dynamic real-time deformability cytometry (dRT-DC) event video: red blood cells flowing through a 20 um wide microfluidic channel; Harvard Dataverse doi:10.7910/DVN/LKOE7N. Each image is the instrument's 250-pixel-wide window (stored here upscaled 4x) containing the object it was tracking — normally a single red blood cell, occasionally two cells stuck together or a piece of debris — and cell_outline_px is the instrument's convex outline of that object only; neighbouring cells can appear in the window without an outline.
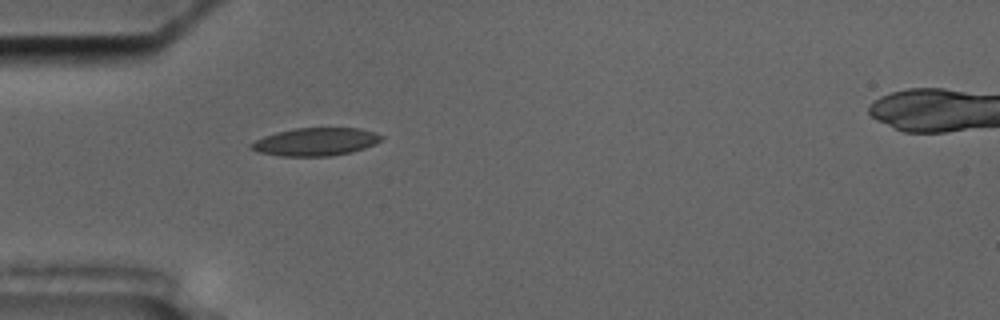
{"species": "common noctule bat (a hibernating species)", "species_latin": "Nyctalus noctula", "temperature_condition": "cold", "stored_images_in_passage": 38, "camera_frame_rate_fps": 3000, "um_per_image_px": 0.085, "animal": {"sex": "male", "body_mass_g": 17.5, "forearm_length_mm": 52.3}, "frame": {"image": 1, "passage_image": 2, "time_ms": 0.333, "image_size_px": [1000, 320], "cell_outline_px": [[384, 136], [376, 144], [352, 152], [328, 156], [280, 156], [260, 152], [248, 148], [248, 144], [264, 136], [276, 132], [296, 128], [360, 128]], "centroid_in_image_um": [26.8, 12.05], "position_along_channel_um": 58.2, "area_um2": 21.15}}
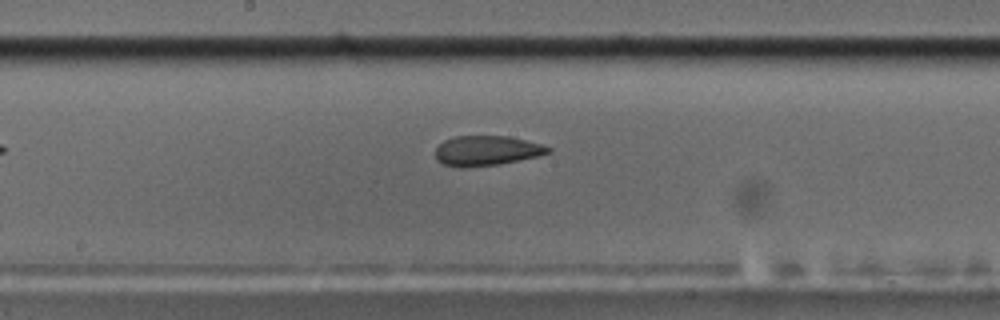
{"frame": {"image": 2, "passage_image": 15, "time_ms": 4.667, "image_size_px": [1000, 320], "cell_outline_px": [[552, 152], [536, 156], [496, 164], [464, 168], [460, 168], [444, 164], [436, 160], [436, 148], [444, 140], [456, 136], [508, 136], [540, 144], [552, 148]], "centroid_in_image_um": [41.33, 12.8], "position_along_channel_um": 206.9, "area_um2": 19.42}}
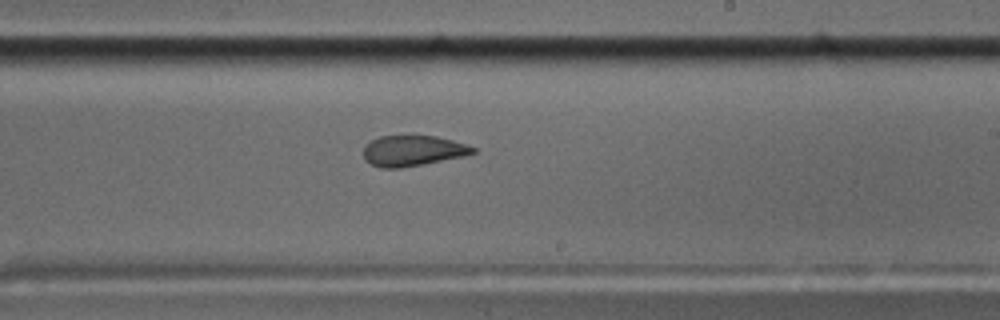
{"frame": {"image": 3, "passage_image": 19, "time_ms": 6.0, "image_size_px": [1000, 320], "cell_outline_px": [[476, 152], [464, 156], [424, 164], [400, 168], [380, 168], [364, 160], [364, 144], [380, 136], [436, 136], [468, 144], [476, 148]], "centroid_in_image_um": [35.09, 12.81], "position_along_channel_um": 253.9, "area_um2": 19.59}, "authors_computed_cell_mechanics": {"area_um2": 20.7213, "velocity_mm_per_s": 3.5394, "shape_relaxation_time_tau1_ms": null, "shape_relaxation_time_tau2_ms": 2.0245, "deformation_change_tau1": null, "deformation_change_tau2": 0.0884}}